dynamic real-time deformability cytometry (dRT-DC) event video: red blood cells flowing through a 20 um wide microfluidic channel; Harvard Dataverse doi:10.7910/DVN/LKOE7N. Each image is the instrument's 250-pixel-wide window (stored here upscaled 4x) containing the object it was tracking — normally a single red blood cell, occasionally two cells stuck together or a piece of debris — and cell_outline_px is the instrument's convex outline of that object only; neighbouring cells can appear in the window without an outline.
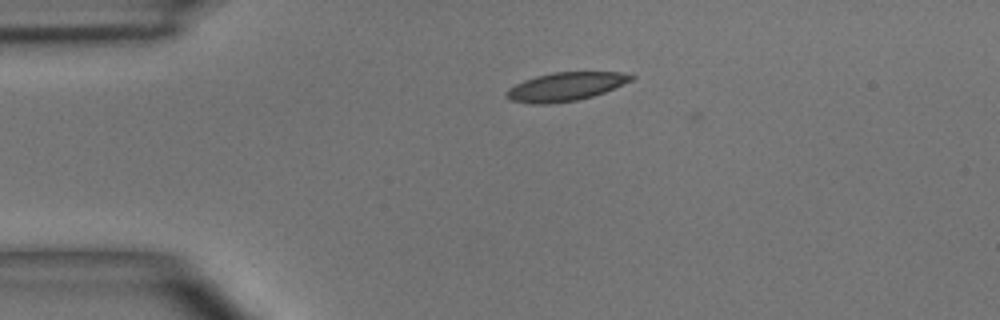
{"species": "common noctule bat (a hibernating species)", "species_latin": "Nyctalus noctula", "temperature_condition": "room temperature", "stored_images_in_passage": 5, "segment_of_instrument_passage": [1, 2], "camera_frame_rate_fps": 3000, "um_per_image_px": 0.085, "animal": {"sex": "male", "body_mass_g": 15.6}, "frame": {"image": 1, "passage_image": 3, "time_ms": 2.333, "image_size_px": [1000, 320], "cell_outline_px": [[636, 76], [632, 80], [604, 92], [592, 96], [576, 100], [548, 104], [532, 104], [512, 100], [504, 96], [504, 92], [508, 88], [524, 80], [536, 76], [552, 72], [620, 72]], "centroid_in_image_um": [48.03, 7.36], "position_along_channel_um": 37.0, "area_um2": 20.63}}